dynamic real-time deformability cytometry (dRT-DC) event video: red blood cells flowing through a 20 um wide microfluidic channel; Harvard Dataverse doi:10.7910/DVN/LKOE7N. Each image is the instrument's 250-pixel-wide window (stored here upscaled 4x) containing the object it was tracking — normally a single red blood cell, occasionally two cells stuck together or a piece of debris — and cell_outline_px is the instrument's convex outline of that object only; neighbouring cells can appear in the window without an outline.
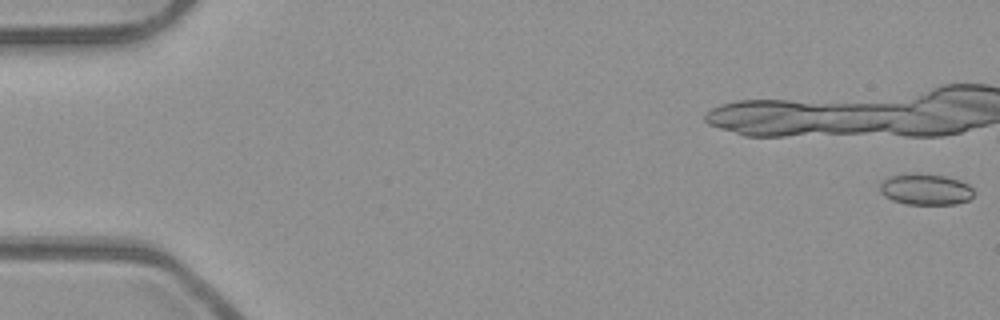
{"species": "common noctule bat (a hibernating species)", "species_latin": "Nyctalus noctula", "temperature_condition": "room temperature", "stored_images_in_passage": 9, "camera_frame_rate_fps": 3000, "um_per_image_px": 0.085, "animal": {"sex": "male", "body_mass_g": 23.1, "forearm_length_mm": 52.7}, "frame": {"image": 1, "passage_image": 1, "time_ms": 0.0, "image_size_px": [1000, 320], "cell_outline_px": [[972, 196], [968, 200], [956, 204], [908, 204], [892, 200], [884, 196], [880, 192], [880, 184], [888, 176], [904, 172], [944, 176], [960, 180], [968, 184], [972, 188]], "centroid_in_image_um": [78.63, 16.08], "position_along_channel_um": 6.4, "area_um2": 17.11}}